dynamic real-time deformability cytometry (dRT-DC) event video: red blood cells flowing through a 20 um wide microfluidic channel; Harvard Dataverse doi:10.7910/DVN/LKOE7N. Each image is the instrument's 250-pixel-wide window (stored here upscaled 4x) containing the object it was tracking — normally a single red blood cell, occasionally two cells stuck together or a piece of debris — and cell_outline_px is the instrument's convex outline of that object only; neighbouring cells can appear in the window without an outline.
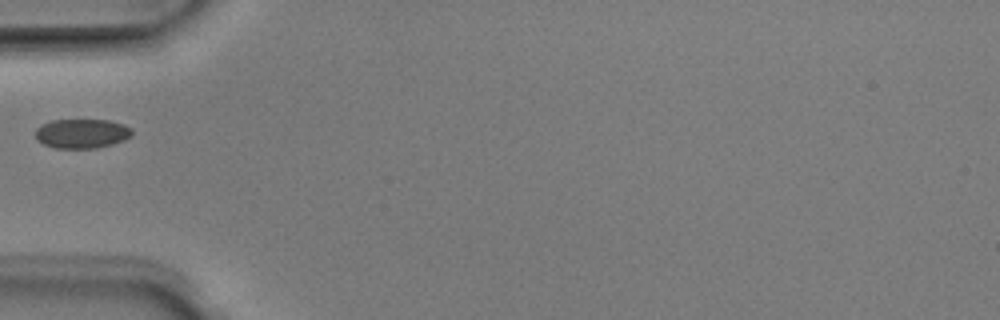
{"species": "Egyptian fruit bat (a non-hibernating species)", "species_latin": "Rousettus aegyptiacus", "temperature_condition": "room temperature", "stored_images_in_passage": 2, "camera_frame_rate_fps": 3000, "um_per_image_px": 0.085, "animal": {"sex": "male"}, "frame": {"image": 1, "passage_image": 1, "time_ms": 0.0, "image_size_px": [1000, 320], "cell_outline_px": [[132, 136], [124, 140], [112, 144], [96, 148], [56, 148], [44, 144], [36, 140], [36, 128], [40, 124], [52, 120], [108, 120], [124, 124], [132, 128]], "centroid_in_image_um": [6.96, 11.34], "position_along_channel_um": 78.0, "area_um2": 16.65}}
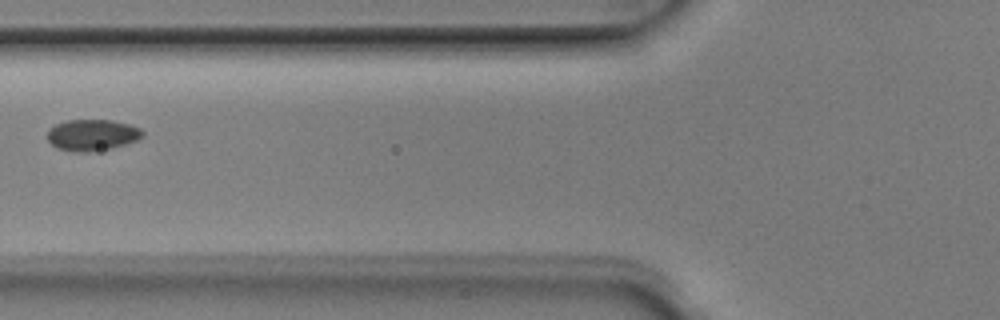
{"frame": {"image": 2, "passage_image": 2, "time_ms": 0.333, "image_size_px": [1000, 320], "cell_outline_px": [[144, 136], [136, 140], [112, 148], [92, 152], [76, 152], [56, 148], [48, 140], [48, 128], [56, 124], [68, 120], [112, 120], [128, 124], [140, 128], [144, 132]], "centroid_in_image_um": [7.83, 11.48], "position_along_channel_um": 118.0, "area_um2": 17.4}}